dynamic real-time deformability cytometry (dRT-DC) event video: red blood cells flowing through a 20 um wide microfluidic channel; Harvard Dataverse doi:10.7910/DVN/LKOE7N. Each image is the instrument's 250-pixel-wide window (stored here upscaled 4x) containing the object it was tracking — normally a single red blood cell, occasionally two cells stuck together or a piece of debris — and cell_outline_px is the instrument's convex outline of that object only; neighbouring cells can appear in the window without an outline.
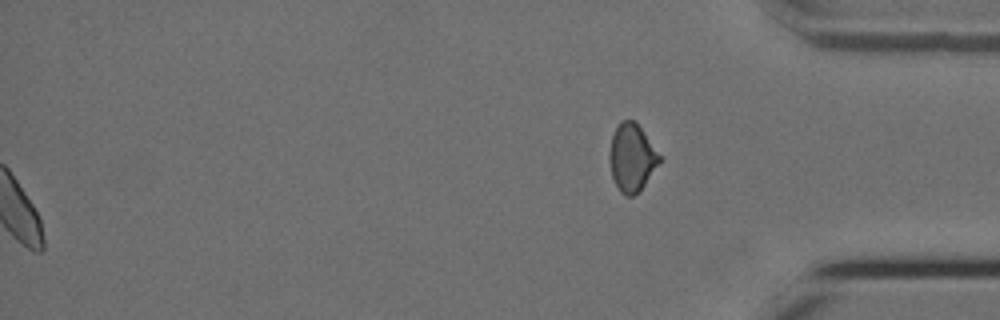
{"species": "Egyptian fruit bat (a non-hibernating species)", "species_latin": "Rousettus aegyptiacus", "temperature_condition": "cold", "stored_images_in_passage": 47, "segment_of_instrument_passage": [2, 2], "camera_frame_rate_fps": 3000, "um_per_image_px": 0.085, "animal": {"sex": "female"}, "frame": {"image": 1, "passage_image": 47, "time_ms": 15.333, "image_size_px": [1000, 320], "cell_outline_px": [[660, 160], [644, 184], [632, 196], [624, 196], [620, 192], [612, 176], [608, 160], [608, 152], [612, 136], [620, 120], [636, 120], [660, 156]], "centroid_in_image_um": [53.65, 13.36], "position_along_channel_um": 381.5, "area_um2": 19.42}}